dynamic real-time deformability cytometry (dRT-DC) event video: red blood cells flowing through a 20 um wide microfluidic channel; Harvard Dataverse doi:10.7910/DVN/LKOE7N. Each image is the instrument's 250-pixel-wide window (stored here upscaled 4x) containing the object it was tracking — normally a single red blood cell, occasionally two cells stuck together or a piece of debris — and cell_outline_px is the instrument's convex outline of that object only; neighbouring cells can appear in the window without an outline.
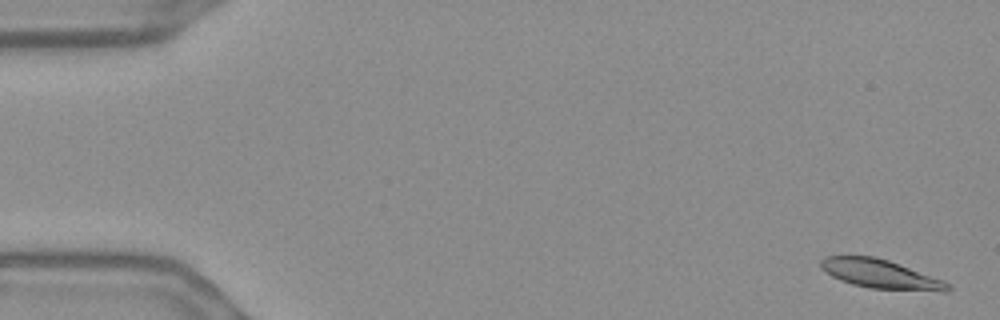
{"species": "Egyptian fruit bat (a non-hibernating species)", "species_latin": "Rousettus aegyptiacus", "temperature_condition": "warm", "stored_images_in_passage": 56, "camera_frame_rate_fps": 3000, "um_per_image_px": 0.085, "frame": {"image": 1, "passage_image": 2, "time_ms": 0.333, "image_size_px": [1000, 320], "cell_outline_px": [[952, 288], [948, 292], [944, 292], [868, 288], [852, 284], [840, 280], [832, 276], [820, 268], [820, 260], [824, 256], [872, 256], [888, 260], [944, 280]], "centroid_in_image_um": [74.85, 23.3], "position_along_channel_um": 10.2, "area_um2": 21.5}}
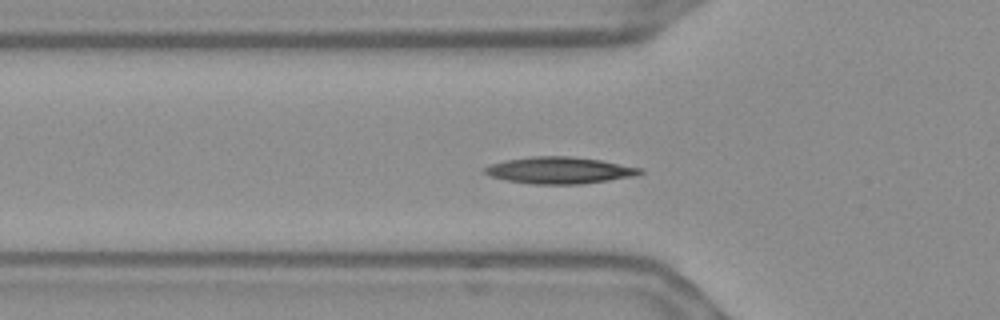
{"frame": {"image": 2, "passage_image": 19, "time_ms": 6.0, "image_size_px": [1000, 320], "cell_outline_px": [[644, 172], [636, 176], [580, 184], [532, 184], [508, 180], [488, 176], [480, 172], [484, 168], [492, 164], [508, 160], [532, 156], [572, 156], [600, 160], [644, 168]], "centroid_in_image_um": [47.57, 14.48], "position_along_channel_um": 78.2, "area_um2": 24.22}}
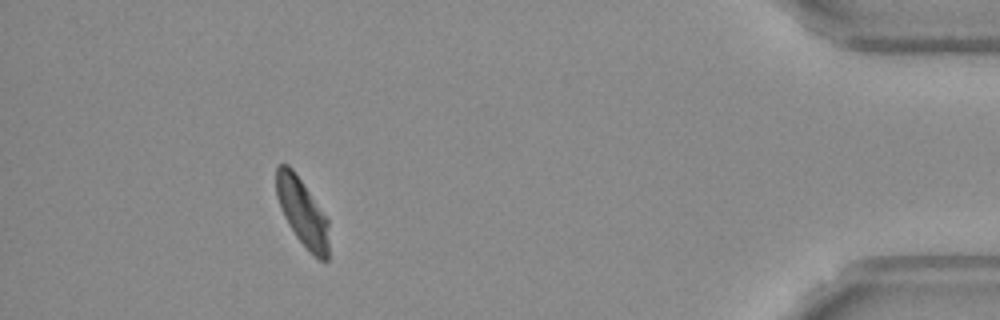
{"frame": {"image": 3, "passage_image": 51, "time_ms": 16.667, "image_size_px": [1000, 320], "cell_outline_px": [[328, 260], [320, 260], [296, 236], [288, 224], [280, 208], [276, 196], [276, 168], [280, 164], [288, 164], [292, 168], [328, 220]], "centroid_in_image_um": [25.67, 18.0], "position_along_channel_um": 409.5, "area_um2": 20.11}, "authors_computed_cell_mechanics": {"area_um2": 21.8484, "velocity_mm_per_s": 3.6401, "shape_relaxation_time_tau1_ms": 6.2874, "shape_relaxation_time_tau2_ms": 8.6758, "deformation_change_tau1": 0.1496, "deformation_change_tau2": 0.1186}}